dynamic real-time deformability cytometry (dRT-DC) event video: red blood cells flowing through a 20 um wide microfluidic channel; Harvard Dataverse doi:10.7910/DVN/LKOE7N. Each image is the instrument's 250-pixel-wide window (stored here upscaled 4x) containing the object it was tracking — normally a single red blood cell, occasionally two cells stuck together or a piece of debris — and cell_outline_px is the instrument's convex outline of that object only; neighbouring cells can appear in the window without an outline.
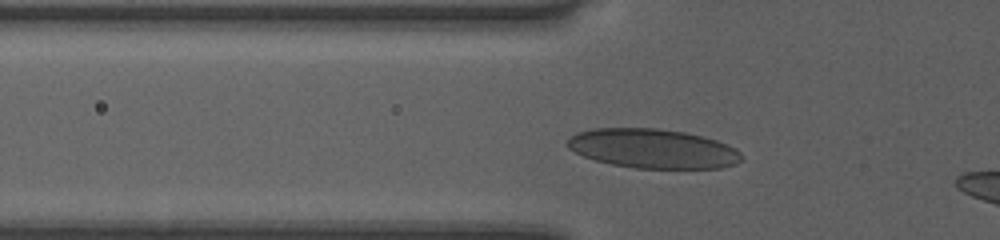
{"species": "human", "species_latin": "Homo sapiens", "temperature_condition": "room temperature", "stored_images_in_passage": 37, "camera_frame_rate_fps": 3000, "um_per_image_px": 0.085, "donor": {"sex": "female"}, "frame": {"image": 1, "passage_image": 9, "time_ms": 2.667, "image_size_px": [1000, 240], "cell_outline_px": [[744, 156], [736, 164], [720, 168], [636, 168], [612, 164], [596, 160], [584, 156], [568, 148], [564, 144], [568, 136], [576, 132], [592, 128], [656, 128], [684, 132], [716, 140], [740, 152]], "centroid_in_image_um": [55.43, 12.62], "position_along_channel_um": 70.4, "area_um2": 39.88}}
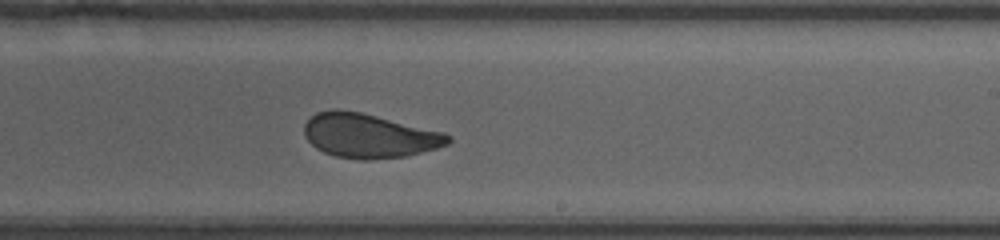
{"frame": {"image": 2, "passage_image": 23, "time_ms": 7.333, "image_size_px": [1000, 240], "cell_outline_px": [[452, 140], [448, 144], [436, 148], [404, 156], [368, 160], [360, 160], [336, 156], [324, 152], [316, 148], [304, 136], [304, 124], [316, 112], [336, 108], [360, 112], [444, 132], [452, 136]], "centroid_in_image_um": [31.36, 11.53], "position_along_channel_um": 257.6, "area_um2": 36.99}}
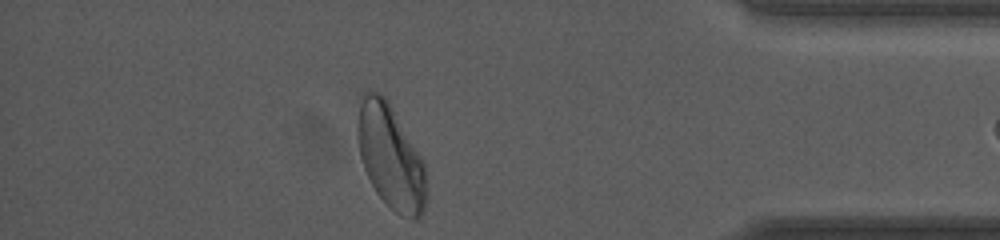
{"frame": {"image": 3, "passage_image": 36, "time_ms": 11.667, "image_size_px": [1000, 240], "cell_outline_px": [[428, 200], [424, 212], [416, 220], [412, 220], [396, 212], [376, 192], [364, 168], [360, 156], [356, 136], [356, 124], [360, 104], [364, 92], [380, 92], [388, 100], [420, 156], [424, 164], [428, 188]], "centroid_in_image_um": [33.22, 13.36], "position_along_channel_um": 402.0, "area_um2": 41.85}}